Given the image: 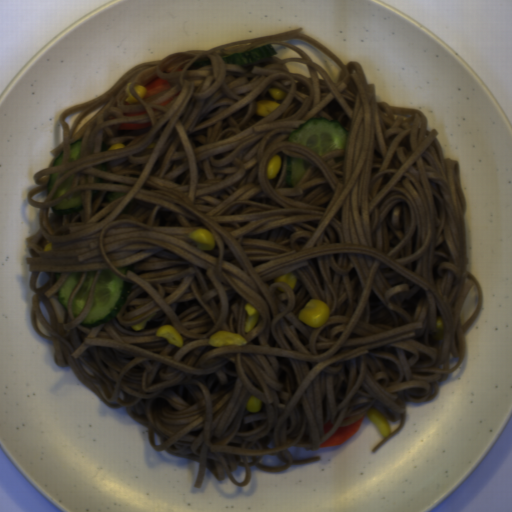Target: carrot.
Segmentation results:
<instances>
[{
    "label": "carrot",
    "mask_w": 512,
    "mask_h": 512,
    "mask_svg": "<svg viewBox=\"0 0 512 512\" xmlns=\"http://www.w3.org/2000/svg\"><path fill=\"white\" fill-rule=\"evenodd\" d=\"M173 99H174V98H173V96H172V97H170V98H167L166 100H164L163 102H161L159 105H161V106H162V105H167V104L171 103Z\"/></svg>",
    "instance_id": "carrot-6"
},
{
    "label": "carrot",
    "mask_w": 512,
    "mask_h": 512,
    "mask_svg": "<svg viewBox=\"0 0 512 512\" xmlns=\"http://www.w3.org/2000/svg\"><path fill=\"white\" fill-rule=\"evenodd\" d=\"M333 425V422H331L330 420L323 423L322 434H328L329 431L332 429Z\"/></svg>",
    "instance_id": "carrot-4"
},
{
    "label": "carrot",
    "mask_w": 512,
    "mask_h": 512,
    "mask_svg": "<svg viewBox=\"0 0 512 512\" xmlns=\"http://www.w3.org/2000/svg\"><path fill=\"white\" fill-rule=\"evenodd\" d=\"M365 418L366 415L361 417L354 423L345 426H339L338 429L333 434H331L326 440H324L321 443L320 448L326 446L341 445L344 442L348 441L352 436H354L358 432Z\"/></svg>",
    "instance_id": "carrot-1"
},
{
    "label": "carrot",
    "mask_w": 512,
    "mask_h": 512,
    "mask_svg": "<svg viewBox=\"0 0 512 512\" xmlns=\"http://www.w3.org/2000/svg\"><path fill=\"white\" fill-rule=\"evenodd\" d=\"M144 114H147L146 111H142V112H138V113H125L124 112V116H127V117H133V116L144 115Z\"/></svg>",
    "instance_id": "carrot-5"
},
{
    "label": "carrot",
    "mask_w": 512,
    "mask_h": 512,
    "mask_svg": "<svg viewBox=\"0 0 512 512\" xmlns=\"http://www.w3.org/2000/svg\"><path fill=\"white\" fill-rule=\"evenodd\" d=\"M145 87V95L144 99L147 97H150L156 93H159L163 90L170 89V85L164 78H155L154 80L150 81Z\"/></svg>",
    "instance_id": "carrot-2"
},
{
    "label": "carrot",
    "mask_w": 512,
    "mask_h": 512,
    "mask_svg": "<svg viewBox=\"0 0 512 512\" xmlns=\"http://www.w3.org/2000/svg\"><path fill=\"white\" fill-rule=\"evenodd\" d=\"M149 126H151L150 122H146L144 124L123 123V124H120L118 130H136L137 131V130H141V129H146Z\"/></svg>",
    "instance_id": "carrot-3"
}]
</instances>
